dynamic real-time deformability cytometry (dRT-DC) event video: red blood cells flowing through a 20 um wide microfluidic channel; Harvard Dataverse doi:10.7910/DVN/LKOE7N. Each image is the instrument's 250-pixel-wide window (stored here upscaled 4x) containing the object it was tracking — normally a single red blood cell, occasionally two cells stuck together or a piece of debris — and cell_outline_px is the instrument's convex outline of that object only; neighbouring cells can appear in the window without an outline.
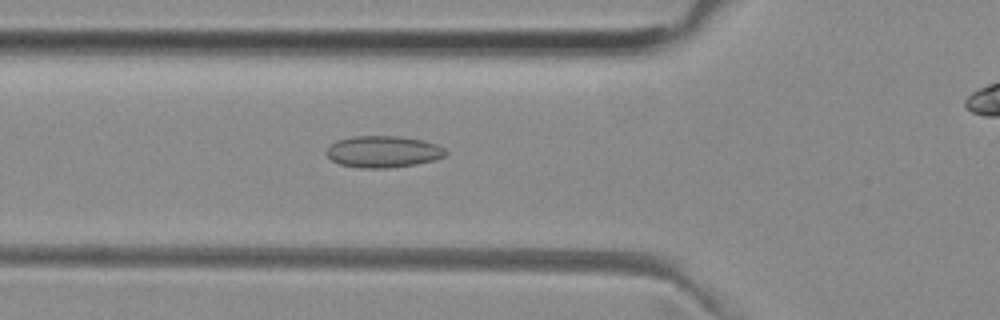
{"species": "common noctule bat (a hibernating species)", "species_latin": "Nyctalus noctula", "temperature_condition": "room temperature", "stored_images_in_passage": 41, "camera_frame_rate_fps": 3000, "um_per_image_px": 0.085, "animal": {"sex": "female", "body_mass_g": 29.2, "forearm_length_mm": 56.3}, "frame": {"image": 1, "passage_image": 14, "time_ms": 4.333, "image_size_px": [1000, 320], "cell_outline_px": [[448, 152], [444, 156], [432, 160], [416, 164], [392, 168], [360, 168], [340, 164], [332, 160], [324, 152], [336, 140], [356, 136], [400, 136], [424, 140], [436, 144], [444, 148]], "centroid_in_image_um": [32.57, 12.89], "position_along_channel_um": 93.2, "area_um2": 22.02}}
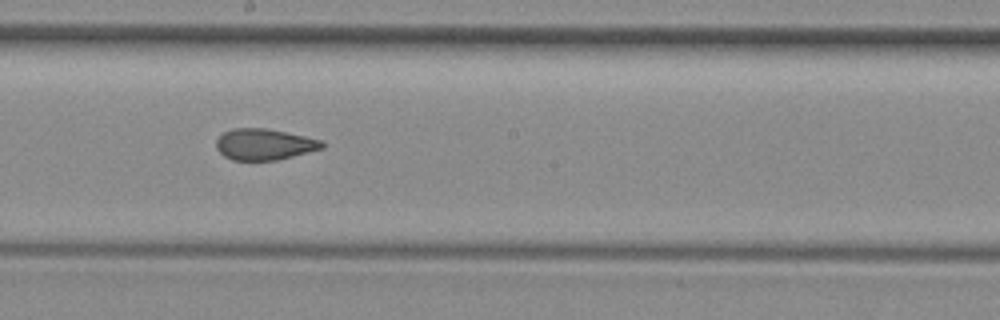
{"frame": {"image": 2, "passage_image": 24, "time_ms": 7.667, "image_size_px": [1000, 320], "cell_outline_px": [[324, 148], [276, 160], [232, 160], [224, 156], [216, 148], [216, 140], [224, 132], [232, 128], [264, 128], [324, 140]], "centroid_in_image_um": [22.46, 12.27], "position_along_channel_um": 225.7, "area_um2": 19.13}}
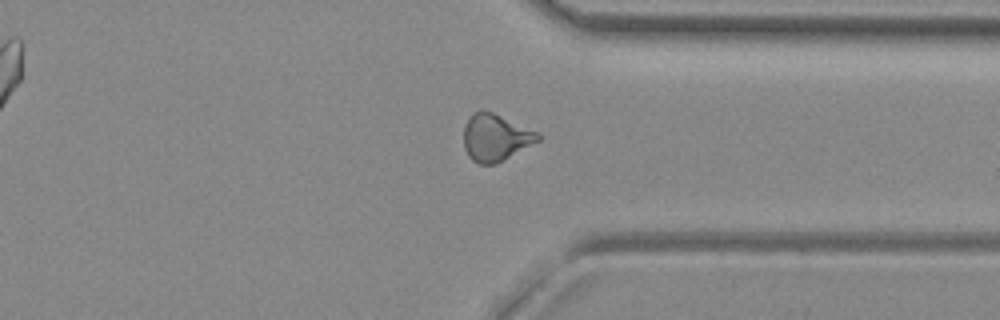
{"frame": {"image": 3, "passage_image": 35, "time_ms": 11.333, "image_size_px": [1000, 320], "cell_outline_px": [[540, 140], [496, 164], [480, 164], [472, 160], [468, 156], [464, 148], [464, 128], [468, 116], [472, 112], [480, 108], [492, 112], [536, 132], [540, 136]], "centroid_in_image_um": [42.06, 11.68], "position_along_channel_um": 369.3, "area_um2": 20.23}}